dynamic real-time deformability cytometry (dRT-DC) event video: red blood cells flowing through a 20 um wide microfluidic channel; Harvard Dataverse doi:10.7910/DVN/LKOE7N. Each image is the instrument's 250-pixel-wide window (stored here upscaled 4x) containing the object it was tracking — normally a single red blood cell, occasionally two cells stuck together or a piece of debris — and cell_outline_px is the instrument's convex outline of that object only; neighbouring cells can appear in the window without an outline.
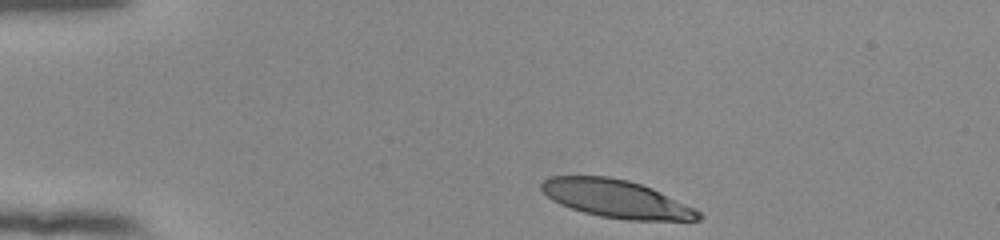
{"species": "human", "species_latin": "Homo sapiens", "temperature_condition": "room temperature", "stored_images_in_passage": 36, "camera_frame_rate_fps": 3000, "um_per_image_px": 0.085, "donor": {"sex": "female"}, "frame": {"image": 1, "passage_image": 1, "time_ms": 0.0, "image_size_px": [1000, 240], "cell_outline_px": [[704, 216], [700, 220], [628, 220], [600, 216], [584, 212], [560, 204], [552, 200], [540, 188], [540, 184], [548, 176], [608, 176], [628, 180], [652, 188], [700, 212]], "centroid_in_image_um": [52.35, 16.89], "position_along_channel_um": 32.7, "area_um2": 34.28}}
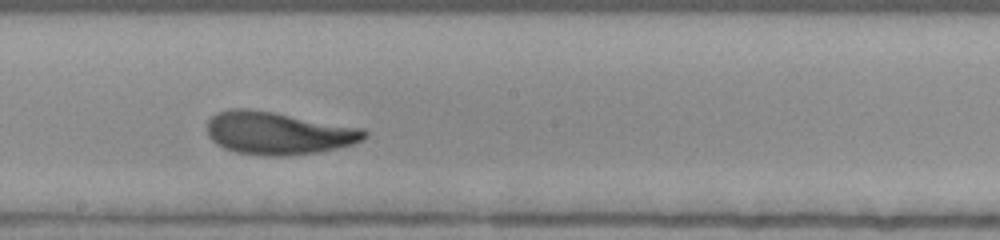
{"frame": {"image": 2, "passage_image": 21, "time_ms": 6.667, "image_size_px": [1000, 240], "cell_outline_px": [[368, 136], [364, 140], [352, 144], [320, 152], [284, 156], [268, 156], [236, 152], [224, 148], [216, 144], [208, 136], [208, 120], [216, 112], [232, 108], [248, 108], [272, 112], [364, 128], [368, 132]], "centroid_in_image_um": [23.65, 11.31], "position_along_channel_um": 224.5, "area_um2": 39.25}}
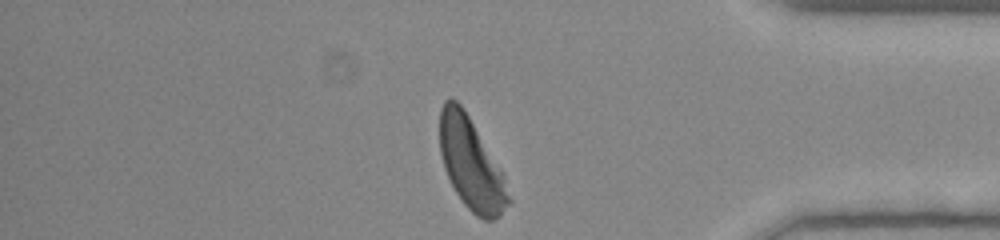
{"frame": {"image": 3, "passage_image": 36, "time_ms": 11.667, "image_size_px": [1000, 240], "cell_outline_px": [[512, 204], [500, 216], [492, 220], [484, 220], [476, 216], [464, 204], [456, 192], [444, 168], [440, 152], [440, 108], [444, 100], [456, 100], [464, 108], [504, 176], [512, 200]], "centroid_in_image_um": [40.06, 13.97], "position_along_channel_um": 395.1, "area_um2": 36.41}, "authors_computed_cell_mechanics": {"area_um2": 37.8301, "velocity_mm_per_s": 3.8512, "shape_relaxation_time_tau1_ms": 3.6862, "shape_relaxation_time_tau2_ms": 1.2011, "deformation_change_tau1": 0.1883, "deformation_change_tau2": 0.0849}}